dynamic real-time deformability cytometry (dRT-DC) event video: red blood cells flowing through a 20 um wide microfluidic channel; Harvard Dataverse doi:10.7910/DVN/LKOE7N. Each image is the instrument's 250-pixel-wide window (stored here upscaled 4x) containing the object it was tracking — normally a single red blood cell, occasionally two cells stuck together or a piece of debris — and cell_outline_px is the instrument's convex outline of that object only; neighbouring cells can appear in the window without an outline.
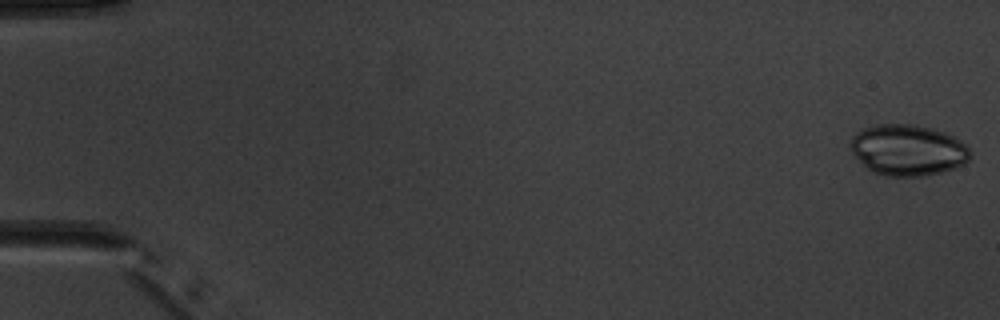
{"species": "common noctule bat (a hibernating species)", "species_latin": "Nyctalus noctula", "temperature_condition": "warm", "stored_images_in_passage": 5, "camera_frame_rate_fps": 3000, "um_per_image_px": 0.085, "animal": {"sex": "male", "body_mass_g": 20.1, "forearm_length_mm": 53.5}, "frame": {"image": 1, "passage_image": 1, "time_ms": 0.0, "image_size_px": [1000, 320], "cell_outline_px": [[972, 156], [964, 164], [956, 168], [924, 176], [888, 176], [872, 172], [852, 152], [848, 144], [852, 136], [856, 132], [864, 128], [880, 124], [916, 124], [932, 128], [944, 132], [960, 140], [968, 148]], "centroid_in_image_um": [77.17, 12.75], "position_along_channel_um": 7.8, "area_um2": 35.66}}